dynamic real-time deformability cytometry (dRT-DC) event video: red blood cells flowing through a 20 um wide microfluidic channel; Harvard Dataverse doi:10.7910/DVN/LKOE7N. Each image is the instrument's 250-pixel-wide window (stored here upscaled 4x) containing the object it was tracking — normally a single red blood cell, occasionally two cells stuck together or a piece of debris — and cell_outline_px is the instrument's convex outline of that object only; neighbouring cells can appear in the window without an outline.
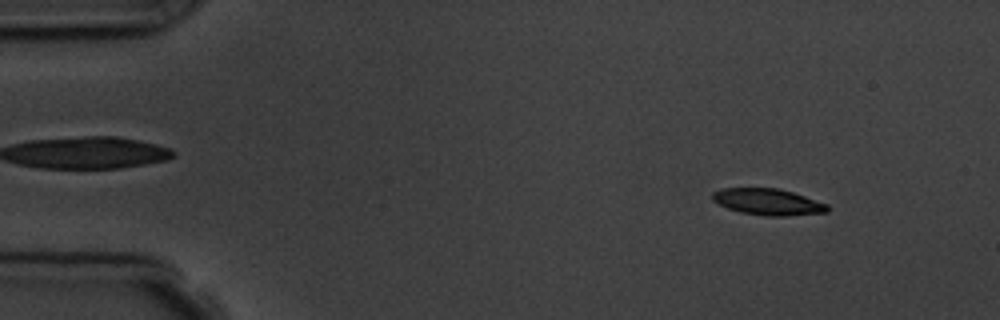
{"species": "common noctule bat (a hibernating species)", "species_latin": "Nyctalus noctula", "temperature_condition": "room temperature", "stored_images_in_passage": 4, "camera_frame_rate_fps": 3000, "um_per_image_px": 0.085, "animal": {"sex": "male", "body_mass_g": 19.5, "forearm_length_mm": 54.6}, "frame": {"image": 1, "passage_image": 1, "time_ms": 0.0, "image_size_px": [1000, 320], "cell_outline_px": [[828, 212], [784, 216], [764, 216], [740, 212], [728, 208], [712, 200], [712, 192], [720, 188], [780, 188], [828, 204]], "centroid_in_image_um": [65.26, 17.15], "position_along_channel_um": 19.7, "area_um2": 17.69}}
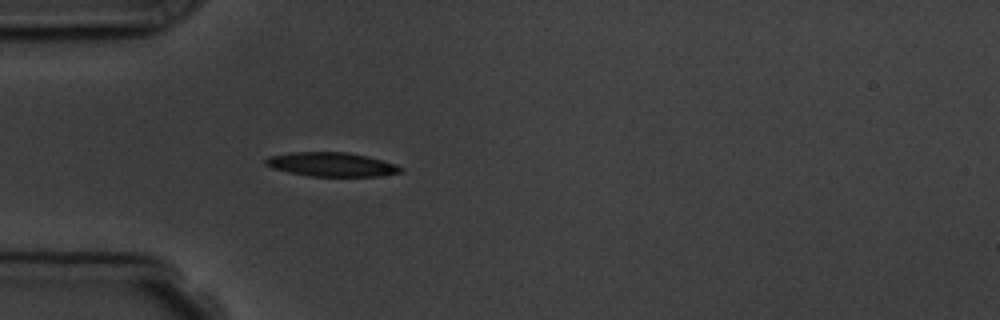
{"frame": {"image": 2, "passage_image": 4, "time_ms": 3.333, "image_size_px": [1000, 320], "cell_outline_px": [[404, 168], [400, 172], [380, 176], [308, 176], [288, 172], [272, 168], [264, 164], [264, 160], [268, 156], [292, 152], [348, 152], [368, 156], [396, 164]], "centroid_in_image_um": [28.16, 13.97], "position_along_channel_um": 56.8, "area_um2": 19.02}}